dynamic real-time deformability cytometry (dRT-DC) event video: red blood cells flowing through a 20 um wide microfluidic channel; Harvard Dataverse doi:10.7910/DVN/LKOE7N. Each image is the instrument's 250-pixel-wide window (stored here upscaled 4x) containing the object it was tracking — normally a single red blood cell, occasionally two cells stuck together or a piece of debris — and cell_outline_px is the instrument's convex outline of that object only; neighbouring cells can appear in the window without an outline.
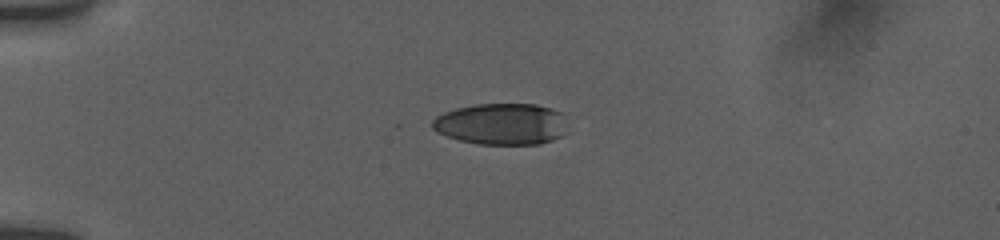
{"species": "human", "species_latin": "Homo sapiens", "temperature_condition": "room temperature", "stored_images_in_passage": 35, "camera_frame_rate_fps": 3000, "um_per_image_px": 0.085, "donor": {"sex": "female"}, "frame": {"image": 1, "passage_image": 1, "time_ms": 0.0, "image_size_px": [1000, 240], "cell_outline_px": [[552, 136], [548, 140], [532, 144], [488, 144], [464, 140], [440, 132], [432, 124], [440, 116], [448, 112], [460, 108], [484, 104], [532, 104], [548, 108]], "centroid_in_image_um": [42.3, 10.53], "position_along_channel_um": 42.7, "area_um2": 28.5}}
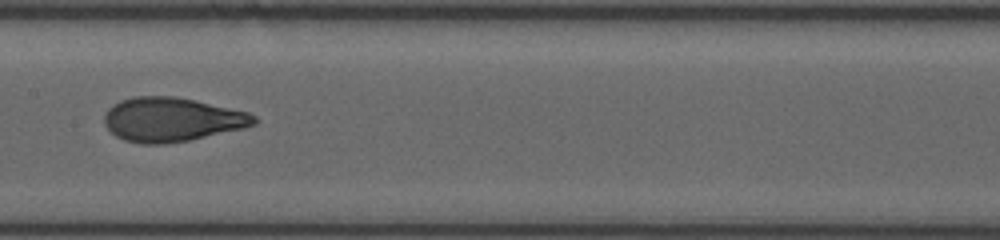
{"frame": {"image": 2, "passage_image": 16, "time_ms": 5.0, "image_size_px": [1000, 240], "cell_outline_px": [[256, 120], [252, 124], [236, 128], [184, 140], [132, 140], [120, 136], [108, 124], [108, 112], [116, 104], [124, 100], [188, 100], [244, 112], [252, 116]], "centroid_in_image_um": [14.68, 10.16], "position_along_channel_um": 192.7, "area_um2": 33.0}}
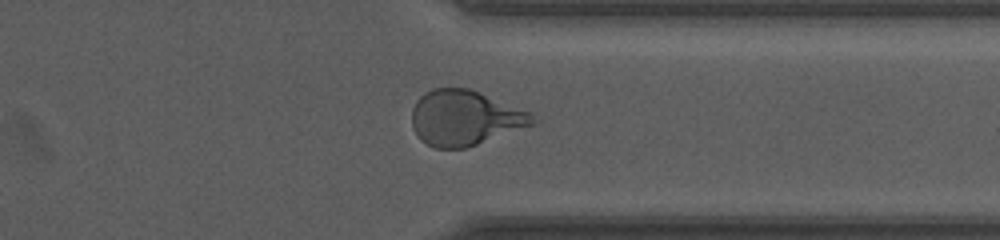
{"frame": {"image": 3, "passage_image": 30, "time_ms": 9.667, "image_size_px": [1000, 240], "cell_outline_px": [[528, 124], [472, 144], [460, 148], [440, 148], [424, 140], [420, 136], [416, 108], [416, 104], [428, 92], [440, 88], [464, 88], [476, 92], [524, 112]], "centroid_in_image_um": [39.43, 10.0], "position_along_channel_um": 372.0, "area_um2": 34.28}, "authors_computed_cell_mechanics": {"area_um2": 33.524, "velocity_mm_per_s": 3.8529, "shape_relaxation_time_tau1_ms": null, "shape_relaxation_time_tau2_ms": 0.7989, "deformation_change_tau1": null, "deformation_change_tau2": 0.077}}